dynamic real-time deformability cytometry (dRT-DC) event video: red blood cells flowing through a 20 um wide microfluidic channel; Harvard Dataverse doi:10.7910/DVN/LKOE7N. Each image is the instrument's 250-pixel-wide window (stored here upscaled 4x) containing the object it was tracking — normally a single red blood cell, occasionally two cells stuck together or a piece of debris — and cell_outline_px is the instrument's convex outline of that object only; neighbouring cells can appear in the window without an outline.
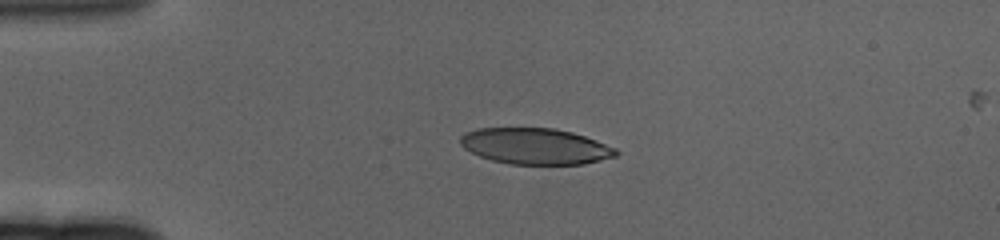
{"species": "human", "species_latin": "Homo sapiens", "temperature_condition": "cold", "stored_images_in_passage": 48, "camera_frame_rate_fps": 3000, "um_per_image_px": 0.085, "donor": {"sex": "female"}, "frame": {"image": 1, "passage_image": 1, "time_ms": 0.0, "image_size_px": [1000, 240], "cell_outline_px": [[620, 152], [616, 156], [584, 164], [508, 164], [492, 160], [480, 156], [464, 148], [460, 144], [460, 136], [464, 132], [476, 128], [552, 128], [572, 132], [596, 140], [616, 148]], "centroid_in_image_um": [45.49, 12.43], "position_along_channel_um": 39.5, "area_um2": 32.77}}
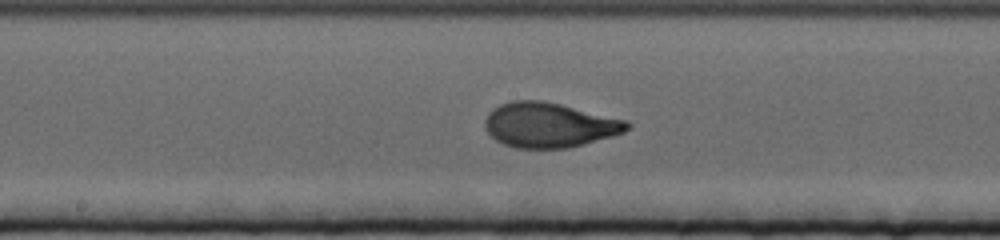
{"frame": {"image": 2, "passage_image": 19, "time_ms": 6.0, "image_size_px": [1000, 240], "cell_outline_px": [[632, 124], [624, 132], [612, 136], [584, 144], [568, 148], [516, 148], [504, 144], [496, 140], [484, 128], [484, 120], [488, 112], [492, 108], [500, 104], [512, 100], [540, 100], [560, 104], [628, 120]], "centroid_in_image_um": [46.67, 10.62], "position_along_channel_um": 201.5, "area_um2": 37.28}}
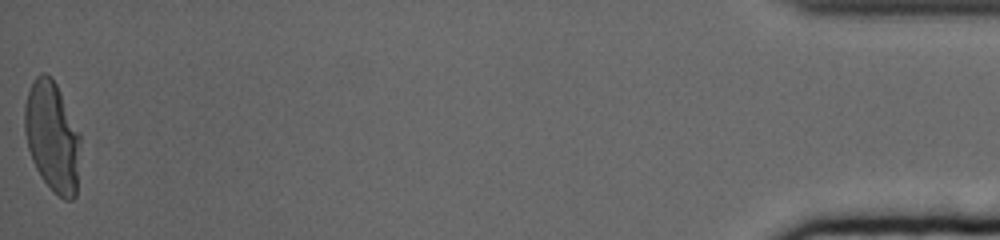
{"frame": {"image": 3, "passage_image": 48, "time_ms": 15.667, "image_size_px": [1000, 240], "cell_outline_px": [[80, 140], [76, 196], [72, 200], [64, 200], [40, 176], [32, 160], [28, 148], [24, 132], [24, 104], [28, 92], [36, 76], [40, 72], [44, 72], [56, 84], [80, 132]], "centroid_in_image_um": [4.43, 11.61], "position_along_channel_um": 430.8, "area_um2": 35.55}, "authors_computed_cell_mechanics": {"area_um2": 35.547, "velocity_mm_per_s": 3.3021, "shape_relaxation_time_tau1_ms": 4.3337, "shape_relaxation_time_tau2_ms": null, "deformation_change_tau1": 0.2005, "deformation_change_tau2": null}}